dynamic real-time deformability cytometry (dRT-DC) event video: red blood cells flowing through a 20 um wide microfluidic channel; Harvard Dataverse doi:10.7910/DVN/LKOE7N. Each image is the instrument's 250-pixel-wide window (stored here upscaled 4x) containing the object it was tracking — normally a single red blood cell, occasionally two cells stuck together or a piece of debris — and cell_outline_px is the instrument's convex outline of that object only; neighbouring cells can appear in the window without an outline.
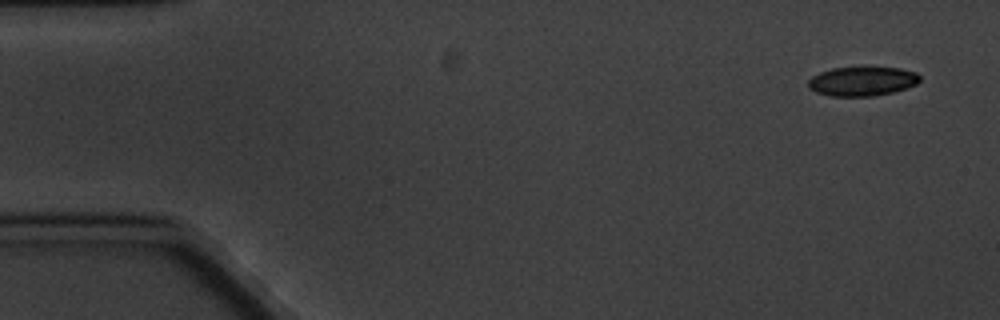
{"species": "common noctule bat (a hibernating species)", "species_latin": "Nyctalus noctula", "temperature_condition": "cold", "stored_images_in_passage": 5, "camera_frame_rate_fps": 3000, "um_per_image_px": 0.085, "animal": {"sex": "male", "body_mass_g": 20.1, "forearm_length_mm": 53.5}, "frame": {"image": 1, "passage_image": 1, "time_ms": 0.0, "image_size_px": [1000, 320], "cell_outline_px": [[920, 80], [916, 84], [892, 92], [872, 96], [832, 96], [816, 92], [808, 88], [808, 80], [812, 76], [820, 72], [832, 68], [900, 68], [916, 72], [920, 76]], "centroid_in_image_um": [73.26, 6.91], "position_along_channel_um": 11.7, "area_um2": 18.79}}
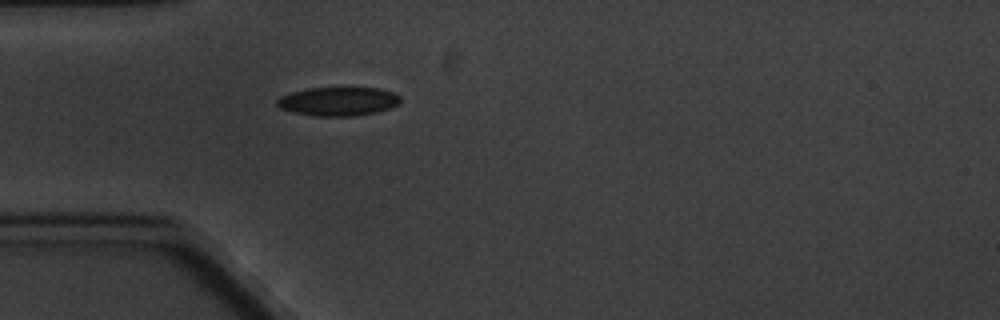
{"frame": {"image": 2, "passage_image": 5, "time_ms": 4.667, "image_size_px": [1000, 320], "cell_outline_px": [[400, 104], [376, 112], [356, 116], [312, 116], [280, 108], [276, 104], [276, 100], [280, 96], [292, 92], [308, 88], [380, 88], [392, 92], [400, 96]], "centroid_in_image_um": [28.75, 8.62], "position_along_channel_um": 56.2, "area_um2": 20.63}}